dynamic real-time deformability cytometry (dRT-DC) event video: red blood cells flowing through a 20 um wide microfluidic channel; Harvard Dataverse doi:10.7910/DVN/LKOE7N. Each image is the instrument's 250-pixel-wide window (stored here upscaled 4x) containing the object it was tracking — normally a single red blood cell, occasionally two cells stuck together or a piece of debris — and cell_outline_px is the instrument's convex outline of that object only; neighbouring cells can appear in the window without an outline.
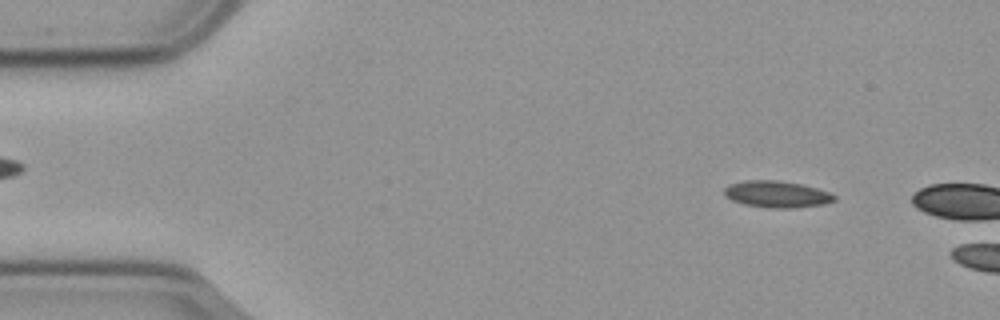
{"species": "common noctule bat (a hibernating species)", "species_latin": "Nyctalus noctula", "temperature_condition": "cold", "stored_images_in_passage": 9, "camera_frame_rate_fps": 3000, "um_per_image_px": 0.085, "animal": {"sex": "male", "body_mass_g": 23.1, "forearm_length_mm": 52.7}, "frame": {"image": 1, "passage_image": 6, "time_ms": 1.667, "image_size_px": [1000, 320], "cell_outline_px": [[836, 200], [824, 204], [792, 208], [772, 208], [744, 204], [732, 200], [724, 196], [724, 188], [728, 184], [744, 180], [776, 180], [804, 184], [828, 192], [836, 196]], "centroid_in_image_um": [66.01, 16.5], "position_along_channel_um": 19.0, "area_um2": 17.17}}